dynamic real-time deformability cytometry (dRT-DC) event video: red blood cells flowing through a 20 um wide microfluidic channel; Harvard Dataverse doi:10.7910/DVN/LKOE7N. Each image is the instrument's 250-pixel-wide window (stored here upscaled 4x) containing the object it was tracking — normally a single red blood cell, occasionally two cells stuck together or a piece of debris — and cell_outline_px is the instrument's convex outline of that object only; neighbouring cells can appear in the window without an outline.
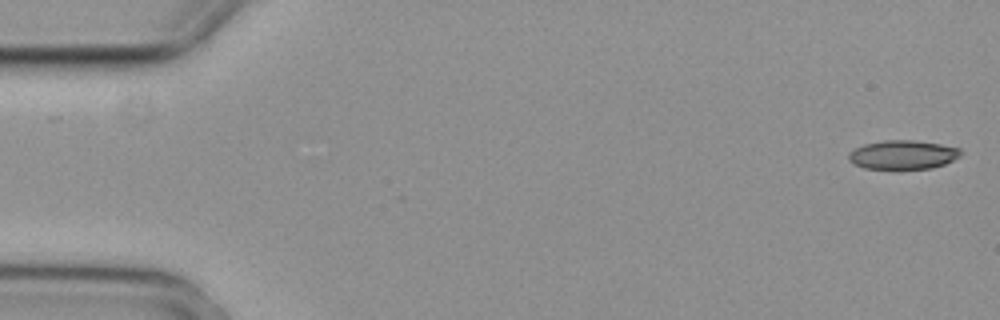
{"species": "common noctule bat (a hibernating species)", "species_latin": "Nyctalus noctula", "temperature_condition": "cold", "stored_images_in_passage": 5, "camera_frame_rate_fps": 3000, "um_per_image_px": 0.085, "animal": {"sex": "female", "body_mass_g": 29.2, "forearm_length_mm": 56.3}, "frame": {"image": 1, "passage_image": 1, "time_ms": 0.0, "image_size_px": [1000, 320], "cell_outline_px": [[960, 156], [944, 164], [932, 168], [896, 172], [864, 168], [852, 164], [848, 160], [848, 152], [864, 144], [884, 140], [912, 140], [940, 144], [960, 148]], "centroid_in_image_um": [76.68, 13.21], "position_along_channel_um": 8.3, "area_um2": 19.71}}
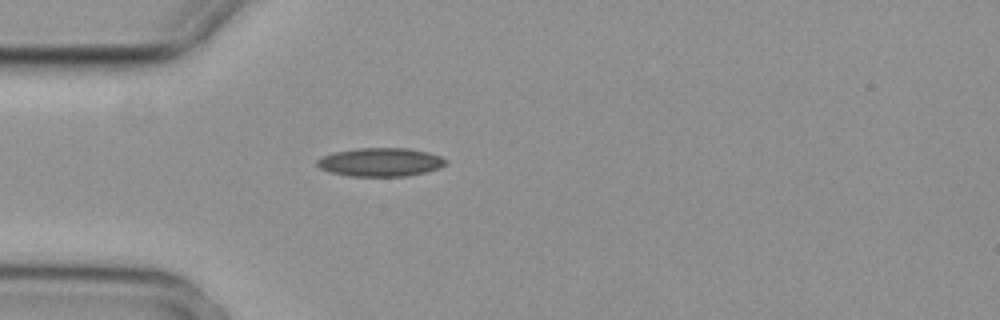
{"frame": {"image": 2, "passage_image": 5, "time_ms": 1.333, "image_size_px": [1000, 320], "cell_outline_px": [[448, 160], [440, 168], [408, 176], [352, 176], [332, 172], [320, 168], [316, 164], [316, 160], [324, 156], [336, 152], [356, 148], [408, 148], [428, 152], [440, 156]], "centroid_in_image_um": [32.36, 13.77], "position_along_channel_um": 52.6, "area_um2": 21.21}}